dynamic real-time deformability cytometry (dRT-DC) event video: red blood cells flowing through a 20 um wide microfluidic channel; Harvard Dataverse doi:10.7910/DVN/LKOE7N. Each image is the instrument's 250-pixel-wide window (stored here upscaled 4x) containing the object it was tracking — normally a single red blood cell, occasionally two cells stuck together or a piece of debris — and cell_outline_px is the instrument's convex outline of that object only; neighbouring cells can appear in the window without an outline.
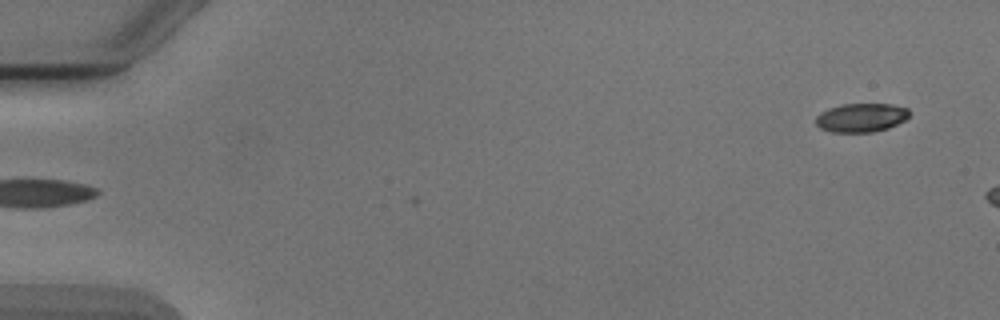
{"species": "Egyptian fruit bat (a non-hibernating species)", "species_latin": "Rousettus aegyptiacus", "temperature_condition": "cold", "stored_images_in_passage": 2, "camera_frame_rate_fps": 3000, "um_per_image_px": 0.085, "animal": {"sex": "male"}, "frame": {"image": 1, "passage_image": 2, "time_ms": 1.0, "image_size_px": [1000, 320], "cell_outline_px": [[912, 112], [904, 120], [888, 128], [872, 132], [832, 132], [820, 128], [816, 124], [816, 116], [820, 112], [828, 108], [840, 104], [892, 104], [908, 108]], "centroid_in_image_um": [73.2, 9.99], "position_along_channel_um": 11.8, "area_um2": 15.78}}